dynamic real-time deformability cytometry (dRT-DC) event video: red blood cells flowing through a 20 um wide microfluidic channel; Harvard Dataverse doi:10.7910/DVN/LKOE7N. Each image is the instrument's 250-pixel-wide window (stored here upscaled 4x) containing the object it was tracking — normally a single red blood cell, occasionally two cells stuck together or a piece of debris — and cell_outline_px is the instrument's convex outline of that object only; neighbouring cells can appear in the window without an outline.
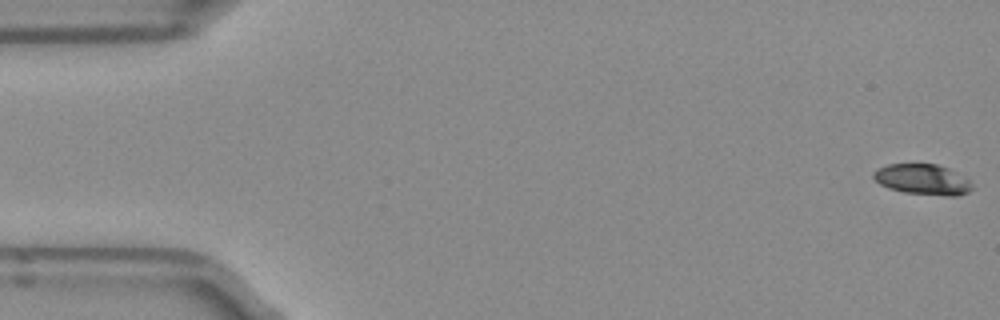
{"species": "Egyptian fruit bat (a non-hibernating species)", "species_latin": "Rousettus aegyptiacus", "temperature_condition": "room temperature", "stored_images_in_passage": 5, "segment_of_instrument_passage": [2, 2], "camera_frame_rate_fps": 3000, "um_per_image_px": 0.085, "frame": {"image": 1, "passage_image": 5, "time_ms": 1.333, "image_size_px": [1000, 320], "cell_outline_px": [[972, 188], [968, 192], [956, 196], [948, 196], [904, 192], [880, 184], [872, 176], [872, 172], [876, 168], [888, 164], [936, 164], [948, 168], [968, 180], [972, 184]], "centroid_in_image_um": [78.4, 15.24], "position_along_channel_um": 6.6, "area_um2": 17.34}}